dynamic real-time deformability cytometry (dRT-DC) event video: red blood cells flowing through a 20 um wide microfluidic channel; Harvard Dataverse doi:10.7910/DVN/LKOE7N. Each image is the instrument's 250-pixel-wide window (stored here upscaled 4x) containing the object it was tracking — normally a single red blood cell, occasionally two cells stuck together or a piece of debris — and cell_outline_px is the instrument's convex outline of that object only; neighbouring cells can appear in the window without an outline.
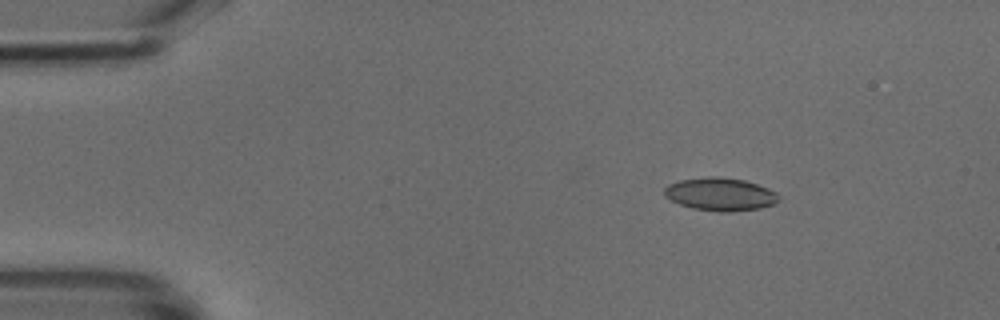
{"species": "common noctule bat (a hibernating species)", "species_latin": "Nyctalus noctula", "temperature_condition": "cold", "stored_images_in_passage": 50, "camera_frame_rate_fps": 3000, "um_per_image_px": 0.085, "animal": {"sex": "male", "body_mass_g": 18.8}, "frame": {"image": 1, "passage_image": 8, "time_ms": 2.333, "image_size_px": [1000, 320], "cell_outline_px": [[776, 200], [772, 204], [756, 208], [696, 208], [680, 204], [672, 200], [664, 192], [664, 188], [672, 184], [684, 180], [740, 180], [756, 184], [772, 192]], "centroid_in_image_um": [61.16, 16.51], "position_along_channel_um": 23.8, "area_um2": 18.84}}
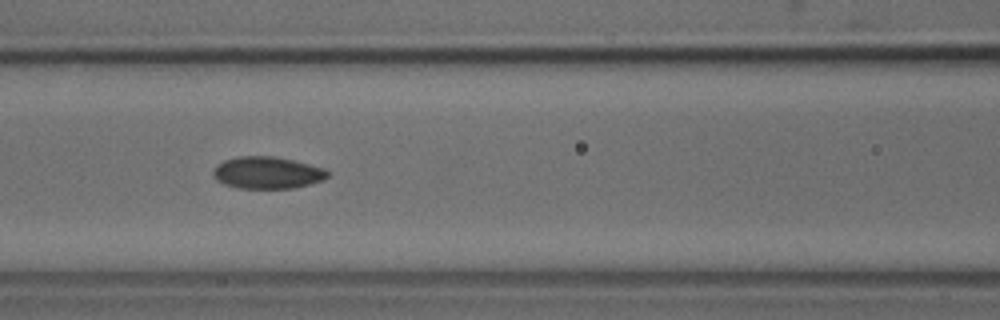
{"frame": {"image": 2, "passage_image": 22, "time_ms": 7.0, "image_size_px": [1000, 320], "cell_outline_px": [[328, 176], [320, 180], [288, 188], [244, 188], [228, 184], [220, 180], [216, 176], [216, 168], [220, 164], [228, 160], [244, 156], [268, 156], [288, 160], [320, 168], [328, 172]], "centroid_in_image_um": [22.73, 14.68], "position_along_channel_um": 143.9, "area_um2": 19.71}}
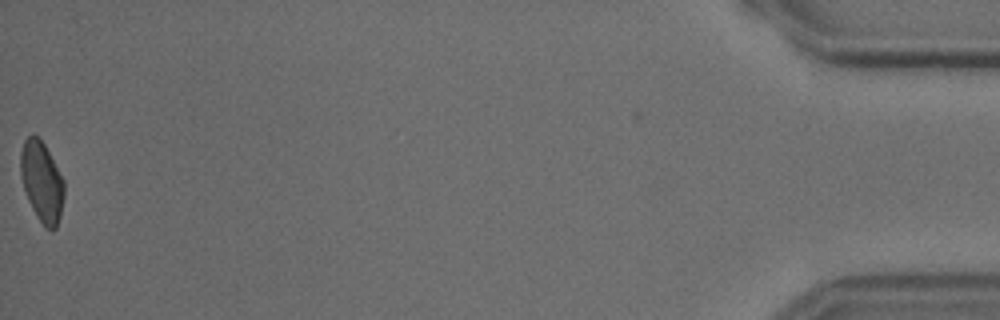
{"frame": {"image": 3, "passage_image": 50, "time_ms": 16.333, "image_size_px": [1000, 320], "cell_outline_px": [[64, 192], [60, 212], [56, 228], [48, 228], [40, 220], [24, 188], [20, 168], [20, 156], [24, 140], [28, 136], [36, 136], [44, 144], [64, 184]], "centroid_in_image_um": [3.54, 15.39], "position_along_channel_um": 431.7, "area_um2": 19.13}}